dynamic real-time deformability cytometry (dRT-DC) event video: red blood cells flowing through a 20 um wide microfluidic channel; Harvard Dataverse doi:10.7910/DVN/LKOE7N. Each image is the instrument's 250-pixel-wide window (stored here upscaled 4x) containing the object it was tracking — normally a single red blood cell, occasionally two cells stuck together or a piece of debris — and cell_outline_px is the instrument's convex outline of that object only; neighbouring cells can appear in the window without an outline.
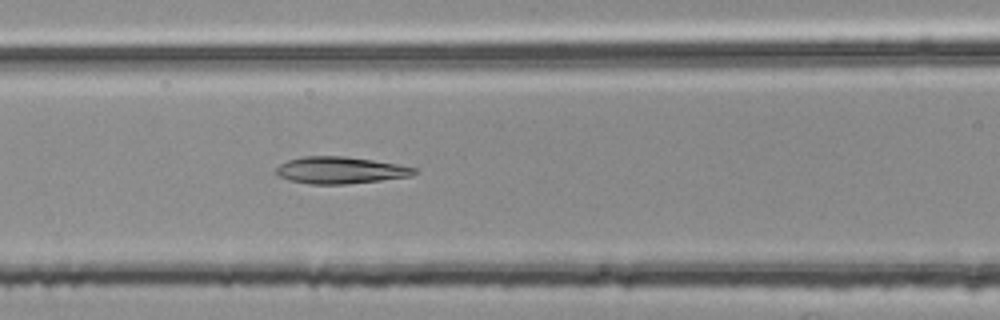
{"species": "common noctule bat (a hibernating species)", "species_latin": "Nyctalus noctula", "temperature_condition": "room temperature", "stored_images_in_passage": 12, "camera_frame_rate_fps": 3000, "um_per_image_px": 0.085, "animal": {"sex": "female", "body_mass_g": 25.1}, "frame": {"image": 1, "passage_image": 12, "time_ms": 3.667, "image_size_px": [1000, 320], "cell_outline_px": [[420, 172], [412, 176], [380, 180], [344, 184], [308, 184], [292, 180], [280, 176], [276, 172], [276, 168], [280, 164], [288, 160], [300, 156], [344, 156], [400, 164], [416, 168]], "centroid_in_image_um": [28.97, 14.46], "position_along_channel_um": 137.6, "area_um2": 21.62}}